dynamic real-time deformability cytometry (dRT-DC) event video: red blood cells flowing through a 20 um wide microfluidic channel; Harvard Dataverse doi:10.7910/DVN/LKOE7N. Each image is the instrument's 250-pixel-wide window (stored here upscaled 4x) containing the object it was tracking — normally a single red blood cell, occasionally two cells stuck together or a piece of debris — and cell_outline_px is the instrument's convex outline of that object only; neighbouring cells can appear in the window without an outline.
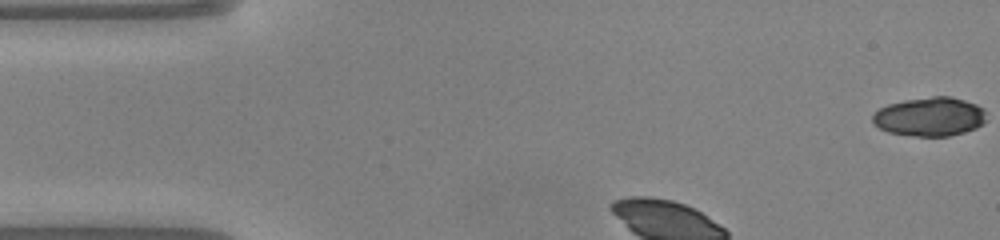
{"species": "common noctule bat (a hibernating species)", "species_latin": "Nyctalus noctula", "temperature_condition": "warm", "stored_images_in_passage": 34, "camera_frame_rate_fps": 3000, "um_per_image_px": 0.085, "animal": {"sex": "male", "body_mass_g": 20.0, "forearm_length_mm": 53.3}, "frame": {"image": 1, "passage_image": 1, "time_ms": 0.0, "image_size_px": [1000, 240], "cell_outline_px": [[984, 124], [976, 128], [964, 132], [948, 136], [916, 136], [888, 132], [880, 128], [872, 120], [872, 116], [880, 108], [888, 104], [904, 100], [932, 96], [948, 96], [964, 100], [976, 104], [984, 108]], "centroid_in_image_um": [79.04, 9.91], "position_along_channel_um": 6.0, "area_um2": 25.66}}